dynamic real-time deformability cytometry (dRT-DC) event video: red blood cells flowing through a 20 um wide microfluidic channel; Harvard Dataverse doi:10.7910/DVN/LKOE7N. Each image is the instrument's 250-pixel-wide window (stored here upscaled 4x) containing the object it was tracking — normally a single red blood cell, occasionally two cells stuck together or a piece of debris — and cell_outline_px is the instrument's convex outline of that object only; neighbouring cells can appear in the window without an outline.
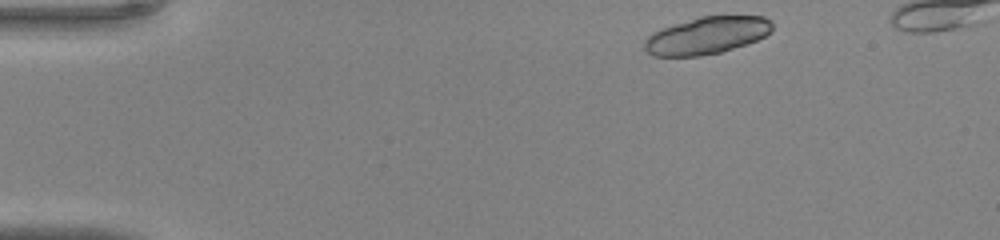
{"species": "common noctule bat (a hibernating species)", "species_latin": "Nyctalus noctula", "temperature_condition": "warm", "stored_images_in_passage": 37, "camera_frame_rate_fps": 3000, "um_per_image_px": 0.085, "animal": {"sex": "male", "body_mass_g": 20.0, "forearm_length_mm": 53.3}, "frame": {"image": 1, "passage_image": 1, "time_ms": 0.0, "image_size_px": [1000, 240], "cell_outline_px": [[772, 32], [756, 40], [720, 52], [700, 56], [652, 56], [644, 48], [644, 40], [652, 32], [700, 16], [764, 16], [772, 20]], "centroid_in_image_um": [60.08, 3.01], "position_along_channel_um": 24.9, "area_um2": 27.51}}